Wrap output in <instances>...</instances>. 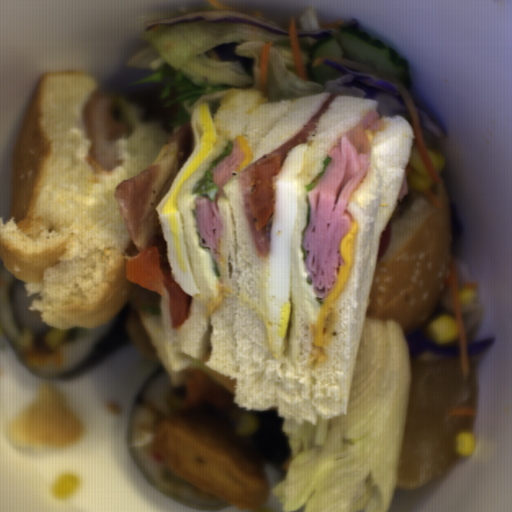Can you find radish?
I'll return each mask as SVG.
<instances>
[{
	"mask_svg": "<svg viewBox=\"0 0 512 512\" xmlns=\"http://www.w3.org/2000/svg\"><path fill=\"white\" fill-rule=\"evenodd\" d=\"M464 380L460 356L411 354L410 394L397 484L407 490L425 487L463 455L455 439L472 432L478 384L472 356Z\"/></svg>",
	"mask_w": 512,
	"mask_h": 512,
	"instance_id": "1f323893",
	"label": "radish"
}]
</instances>
